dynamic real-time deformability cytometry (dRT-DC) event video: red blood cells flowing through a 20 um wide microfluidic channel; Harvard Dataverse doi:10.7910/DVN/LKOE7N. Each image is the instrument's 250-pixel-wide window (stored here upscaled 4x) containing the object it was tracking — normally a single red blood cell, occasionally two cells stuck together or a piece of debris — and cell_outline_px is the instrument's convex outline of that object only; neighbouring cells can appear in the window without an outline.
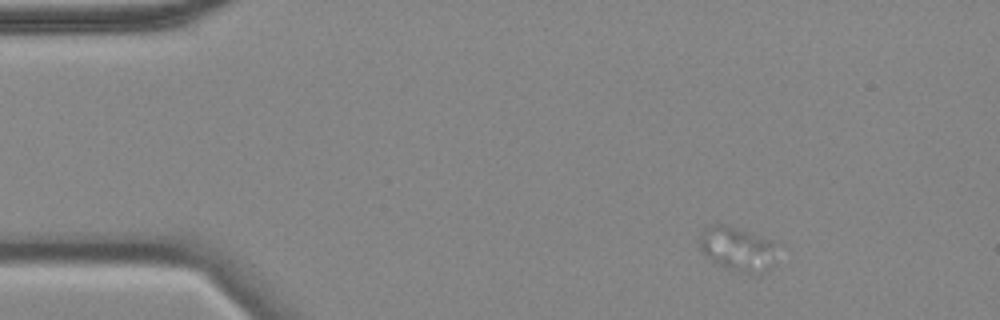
{"species": "common noctule bat (a hibernating species)", "species_latin": "Nyctalus noctula", "temperature_condition": "cold", "stored_images_in_passage": 51, "camera_frame_rate_fps": 3000, "um_per_image_px": 0.085, "animal": {"sex": "female", "body_mass_g": 18.4}, "frame": {"image": 1, "passage_image": 1, "time_ms": 0.0, "image_size_px": [1000, 320], "cell_outline_px": [[772, 268], [764, 272], [748, 276], [716, 264], [700, 248], [696, 240], [704, 228], [716, 220], [748, 232], [772, 244]], "centroid_in_image_um": [62.54, 21.15], "position_along_channel_um": 22.5, "area_um2": 19.88}}
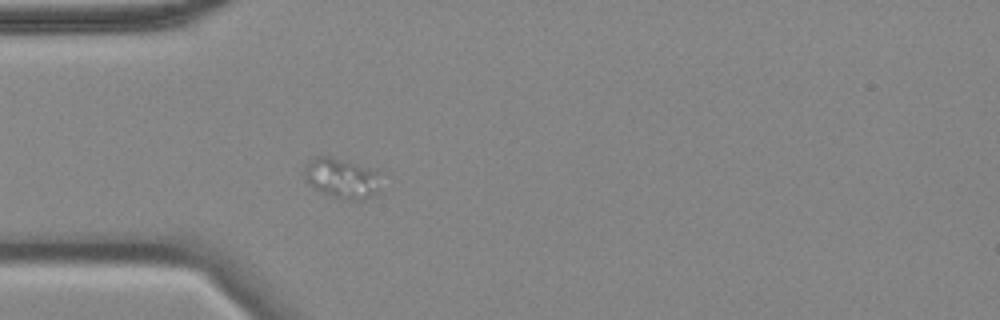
{"frame": {"image": 2, "passage_image": 10, "time_ms": 3.0, "image_size_px": [1000, 320], "cell_outline_px": [[380, 192], [364, 200], [348, 200], [332, 196], [320, 192], [304, 180], [304, 172], [308, 164], [316, 156], [332, 156], [376, 168]], "centroid_in_image_um": [29.08, 15.15], "position_along_channel_um": 55.9, "area_um2": 18.15}}
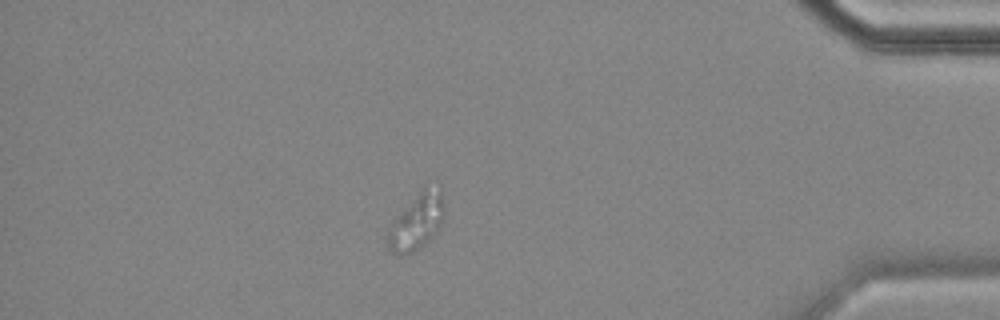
{"frame": {"image": 3, "passage_image": 44, "time_ms": 14.333, "image_size_px": [1000, 320], "cell_outline_px": [[444, 212], [440, 224], [436, 232], [424, 244], [412, 252], [396, 256], [388, 248], [388, 232], [392, 220], [424, 188], [440, 184], [444, 200]], "centroid_in_image_um": [35.43, 18.83], "position_along_channel_um": 399.8, "area_um2": 18.21}}